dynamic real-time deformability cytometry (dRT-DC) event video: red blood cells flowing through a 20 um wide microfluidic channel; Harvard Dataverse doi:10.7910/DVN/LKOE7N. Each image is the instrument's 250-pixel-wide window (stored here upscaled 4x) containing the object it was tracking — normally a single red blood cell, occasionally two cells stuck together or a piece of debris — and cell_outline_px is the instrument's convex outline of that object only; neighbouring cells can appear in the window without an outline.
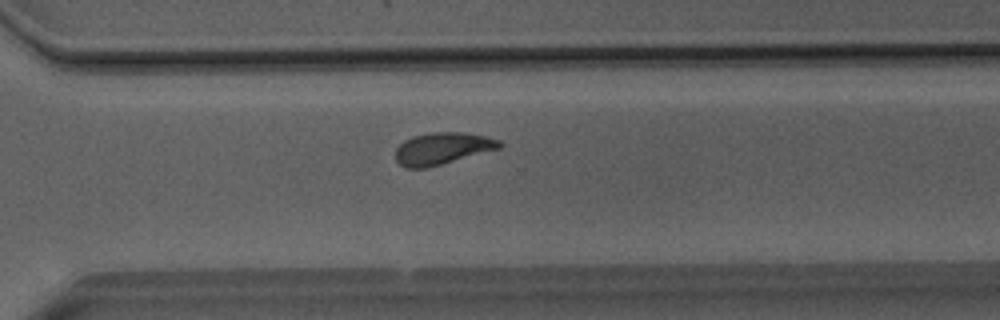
{"species": "Egyptian fruit bat (a non-hibernating species)", "species_latin": "Rousettus aegyptiacus", "temperature_condition": "room temperature", "stored_images_in_passage": 44, "camera_frame_rate_fps": 3000, "um_per_image_px": 0.085, "animal": {"sex": "male"}, "frame": {"image": 1, "passage_image": 30, "time_ms": 9.667, "image_size_px": [1000, 320], "cell_outline_px": [[504, 144], [500, 148], [428, 168], [404, 168], [396, 160], [396, 148], [404, 140], [412, 136], [432, 132], [464, 132], [484, 136], [500, 140]], "centroid_in_image_um": [37.59, 12.62], "position_along_channel_um": 333.0, "area_um2": 19.42}}
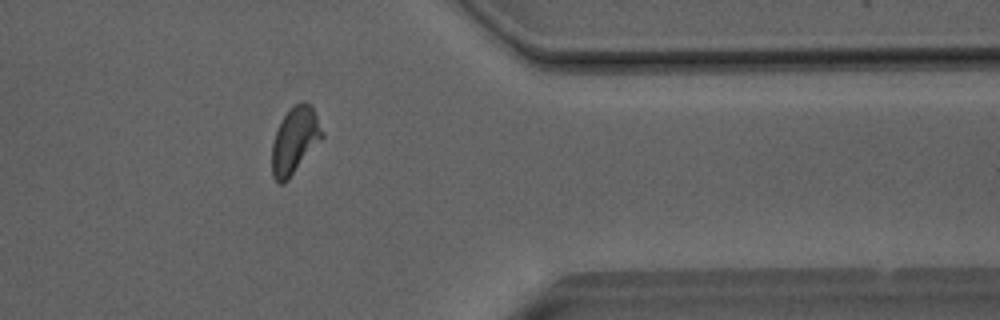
{"frame": {"image": 2, "passage_image": 35, "time_ms": 11.333, "image_size_px": [1000, 320], "cell_outline_px": [[324, 136], [288, 180], [284, 184], [280, 184], [272, 176], [272, 144], [276, 132], [288, 108], [300, 100], [304, 100], [312, 104], [324, 132]], "centroid_in_image_um": [25.08, 11.89], "position_along_channel_um": 386.3, "area_um2": 19.65}}
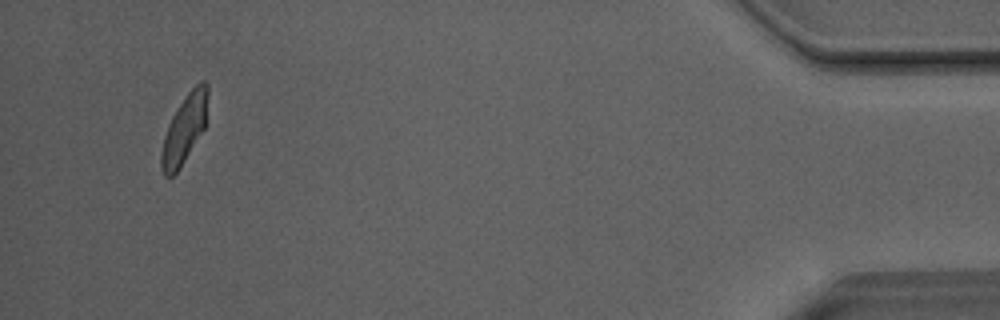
{"frame": {"image": 3, "passage_image": 42, "time_ms": 13.667, "image_size_px": [1000, 320], "cell_outline_px": [[208, 96], [204, 128], [184, 160], [176, 172], [172, 176], [164, 176], [160, 168], [160, 156], [164, 136], [168, 124], [172, 116], [184, 96], [200, 80], [204, 80], [208, 84]], "centroid_in_image_um": [15.66, 10.93], "position_along_channel_um": 419.5, "area_um2": 18.32}, "authors_computed_cell_mechanics": {"area_um2": 19.4208, "velocity_mm_per_s": 4.0296, "shape_relaxation_time_tau1_ms": 3.2661, "shape_relaxation_time_tau2_ms": 1.7827, "deformation_change_tau1": 0.1542, "deformation_change_tau2": 0.0788}}